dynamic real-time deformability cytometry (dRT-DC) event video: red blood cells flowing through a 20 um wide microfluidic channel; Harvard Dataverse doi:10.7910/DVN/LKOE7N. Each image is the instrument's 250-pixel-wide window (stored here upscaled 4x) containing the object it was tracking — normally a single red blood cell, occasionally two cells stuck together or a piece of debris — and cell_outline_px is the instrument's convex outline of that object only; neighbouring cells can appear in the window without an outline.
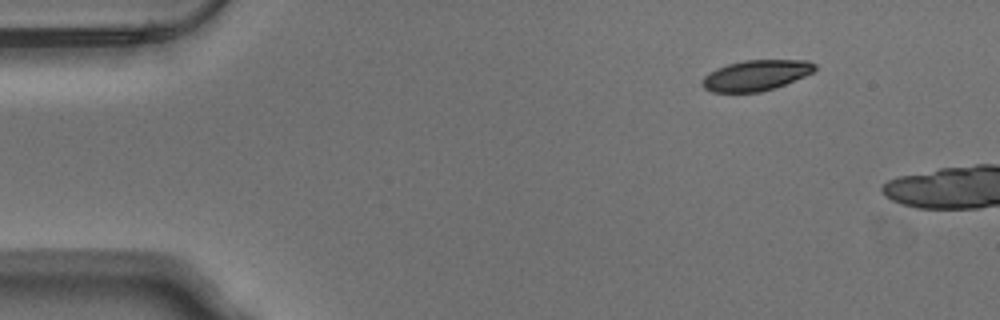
{"species": "Egyptian fruit bat (a non-hibernating species)", "species_latin": "Rousettus aegyptiacus", "temperature_condition": "warm", "stored_images_in_passage": 5, "camera_frame_rate_fps": 3000, "um_per_image_px": 0.085, "animal": {"sex": "male"}, "frame": {"image": 1, "passage_image": 1, "time_ms": 0.0, "image_size_px": [1000, 320], "cell_outline_px": [[816, 68], [812, 72], [804, 76], [776, 88], [760, 92], [712, 92], [704, 88], [700, 84], [700, 80], [708, 72], [716, 68], [728, 64], [744, 60], [808, 60], [816, 64]], "centroid_in_image_um": [64.22, 6.4], "position_along_channel_um": 20.8, "area_um2": 20.23}}